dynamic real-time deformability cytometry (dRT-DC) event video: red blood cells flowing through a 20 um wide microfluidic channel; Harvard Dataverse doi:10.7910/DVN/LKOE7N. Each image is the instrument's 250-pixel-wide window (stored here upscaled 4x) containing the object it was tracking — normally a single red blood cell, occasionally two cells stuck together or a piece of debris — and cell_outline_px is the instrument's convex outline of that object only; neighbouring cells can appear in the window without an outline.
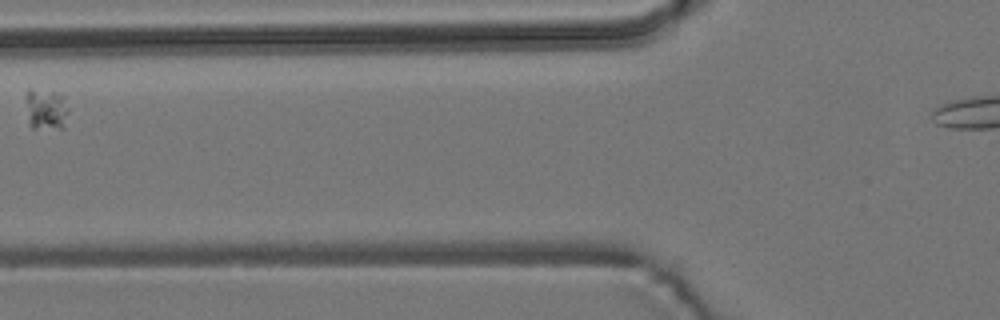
{"species": "common noctule bat (a hibernating species)", "species_latin": "Nyctalus noctula", "temperature_condition": "room temperature", "stored_images_in_passage": 6, "camera_frame_rate_fps": 3000, "um_per_image_px": 0.085, "animal": {"sex": "male", "body_mass_g": 19.2, "forearm_length_mm": 51.8}, "frame": {"image": 1, "passage_image": 4, "time_ms": 4.0, "image_size_px": [1000, 320], "cell_outline_px": [[68, 112], [64, 128], [32, 128], [28, 124], [24, 92], [28, 88], [32, 88], [56, 92], [64, 96], [68, 108]], "centroid_in_image_um": [3.87, 9.26], "position_along_channel_um": 121.9, "area_um2": 10.69}}